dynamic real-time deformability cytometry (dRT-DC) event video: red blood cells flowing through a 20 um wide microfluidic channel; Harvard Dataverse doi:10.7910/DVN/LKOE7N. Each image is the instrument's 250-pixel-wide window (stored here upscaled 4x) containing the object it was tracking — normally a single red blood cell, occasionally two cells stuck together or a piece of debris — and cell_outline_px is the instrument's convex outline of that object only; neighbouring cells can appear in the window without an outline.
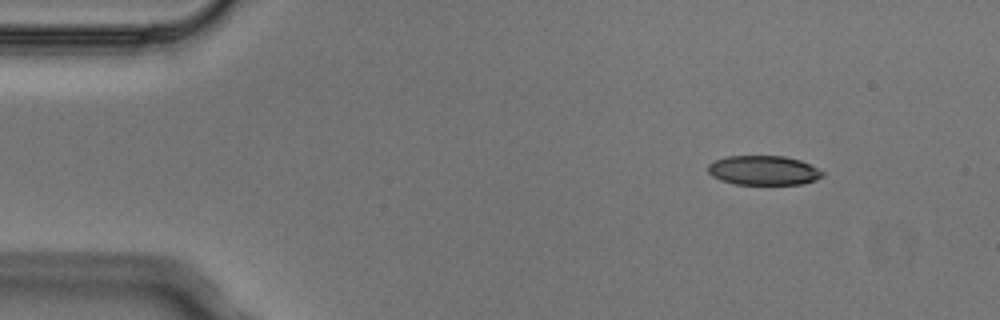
{"species": "Egyptian fruit bat (a non-hibernating species)", "species_latin": "Rousettus aegyptiacus", "temperature_condition": "cold", "stored_images_in_passage": 3, "camera_frame_rate_fps": 3000, "um_per_image_px": 0.085, "animal": {"sex": "male"}, "frame": {"image": 1, "passage_image": 1, "time_ms": 0.0, "image_size_px": [1000, 320], "cell_outline_px": [[824, 176], [816, 180], [800, 184], [736, 184], [720, 180], [712, 176], [708, 172], [708, 164], [716, 160], [728, 156], [784, 156], [800, 160], [824, 172]], "centroid_in_image_um": [64.89, 14.48], "position_along_channel_um": 20.1, "area_um2": 19.54}}